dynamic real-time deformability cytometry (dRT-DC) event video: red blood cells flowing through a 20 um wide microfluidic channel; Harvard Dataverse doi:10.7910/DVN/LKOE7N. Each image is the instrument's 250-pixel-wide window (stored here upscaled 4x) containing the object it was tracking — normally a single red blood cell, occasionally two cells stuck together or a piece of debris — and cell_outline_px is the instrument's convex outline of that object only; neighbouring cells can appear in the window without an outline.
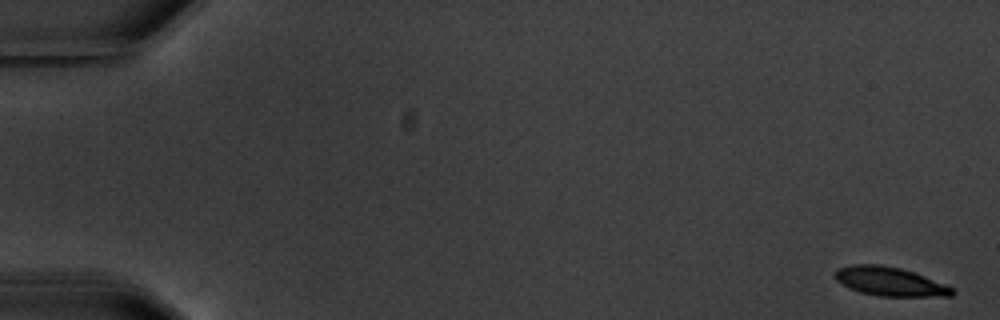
{"species": "common noctule bat (a hibernating species)", "species_latin": "Nyctalus noctula", "temperature_condition": "warm", "stored_images_in_passage": 6, "camera_frame_rate_fps": 3000, "um_per_image_px": 0.085, "animal": {"sex": "male", "body_mass_g": 20.1, "forearm_length_mm": 53.5}, "frame": {"image": 1, "passage_image": 1, "time_ms": 0.0, "image_size_px": [1000, 320], "cell_outline_px": [[956, 292], [952, 296], [880, 296], [860, 292], [848, 288], [840, 284], [836, 280], [836, 272], [840, 268], [852, 264], [880, 264], [900, 268], [924, 276], [944, 284], [952, 288]], "centroid_in_image_um": [75.62, 23.93], "position_along_channel_um": 9.4, "area_um2": 19.54}}
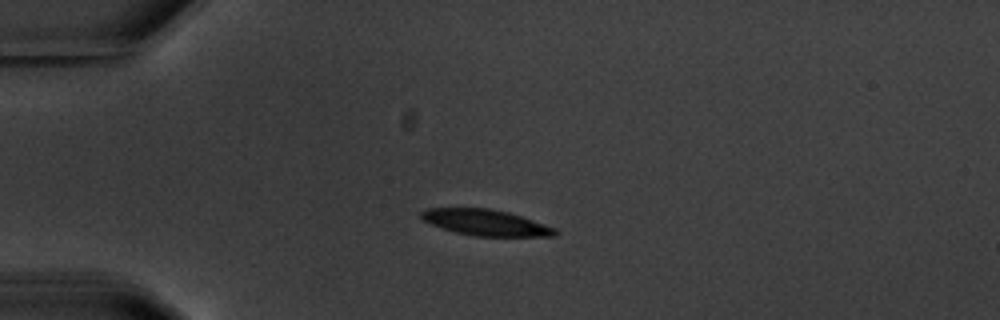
{"frame": {"image": 2, "passage_image": 5, "time_ms": 4.667, "image_size_px": [1000, 320], "cell_outline_px": [[560, 232], [556, 236], [476, 236], [456, 232], [432, 224], [424, 220], [420, 216], [420, 212], [428, 208], [488, 208], [508, 212], [556, 228]], "centroid_in_image_um": [41.31, 18.91], "position_along_channel_um": 43.7, "area_um2": 20.06}}